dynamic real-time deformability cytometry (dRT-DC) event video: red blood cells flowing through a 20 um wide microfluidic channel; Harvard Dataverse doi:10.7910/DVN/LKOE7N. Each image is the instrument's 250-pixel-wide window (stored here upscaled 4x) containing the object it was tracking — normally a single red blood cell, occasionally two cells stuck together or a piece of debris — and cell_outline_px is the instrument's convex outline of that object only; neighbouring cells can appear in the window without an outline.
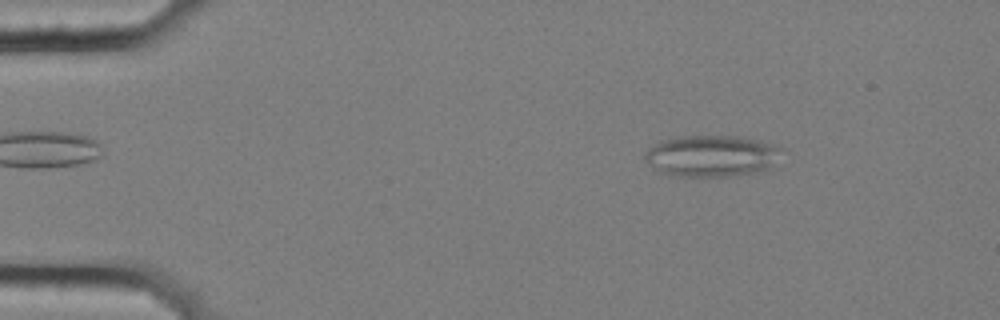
{"species": "common noctule bat (a hibernating species)", "species_latin": "Nyctalus noctula", "temperature_condition": "cold", "stored_images_in_passage": 57, "segment_of_instrument_passage": [1, 2], "camera_frame_rate_fps": 3000, "um_per_image_px": 0.085, "animal": {"sex": "female", "body_mass_g": 25.1}, "frame": {"image": 1, "passage_image": 8, "time_ms": 2.333, "image_size_px": [1000, 320], "cell_outline_px": [[784, 148], [772, 164], [768, 168], [736, 176], [676, 176], [656, 172], [648, 164], [644, 156], [644, 152], [648, 148], [660, 140], [676, 136], [740, 136], [772, 144]], "centroid_in_image_um": [60.4, 13.25], "position_along_channel_um": 24.6, "area_um2": 33.18}}